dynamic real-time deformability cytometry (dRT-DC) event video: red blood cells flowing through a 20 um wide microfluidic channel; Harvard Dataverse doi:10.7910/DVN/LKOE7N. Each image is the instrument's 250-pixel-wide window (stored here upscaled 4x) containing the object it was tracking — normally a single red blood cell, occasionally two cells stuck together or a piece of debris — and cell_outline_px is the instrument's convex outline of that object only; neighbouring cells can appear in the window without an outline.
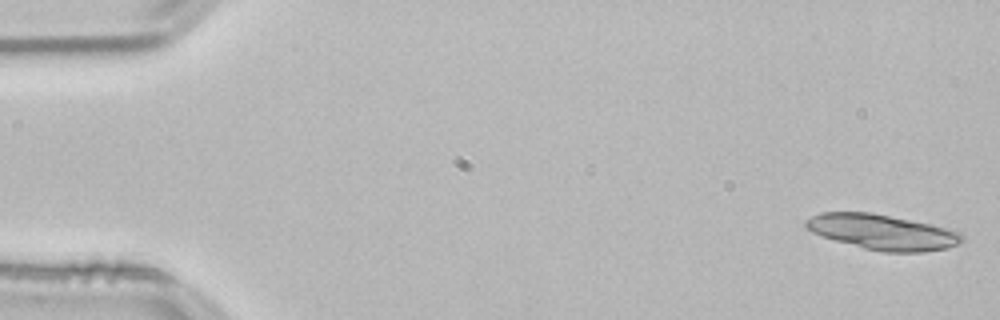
{"species": "common noctule bat (a hibernating species)", "species_latin": "Nyctalus noctula", "temperature_condition": "room temperature", "stored_images_in_passage": 8, "camera_frame_rate_fps": 3000, "um_per_image_px": 0.085, "animal": {"sex": "male", "body_mass_g": 21.5, "forearm_length_mm": 52.0}, "frame": {"image": 1, "passage_image": 1, "time_ms": 0.0, "image_size_px": [1000, 320], "cell_outline_px": [[964, 240], [948, 248], [924, 252], [884, 252], [864, 248], [836, 240], [812, 232], [804, 224], [804, 220], [820, 212], [872, 212], [928, 224], [960, 232], [964, 236]], "centroid_in_image_um": [75.0, 19.72], "position_along_channel_um": 10.0, "area_um2": 31.67}}